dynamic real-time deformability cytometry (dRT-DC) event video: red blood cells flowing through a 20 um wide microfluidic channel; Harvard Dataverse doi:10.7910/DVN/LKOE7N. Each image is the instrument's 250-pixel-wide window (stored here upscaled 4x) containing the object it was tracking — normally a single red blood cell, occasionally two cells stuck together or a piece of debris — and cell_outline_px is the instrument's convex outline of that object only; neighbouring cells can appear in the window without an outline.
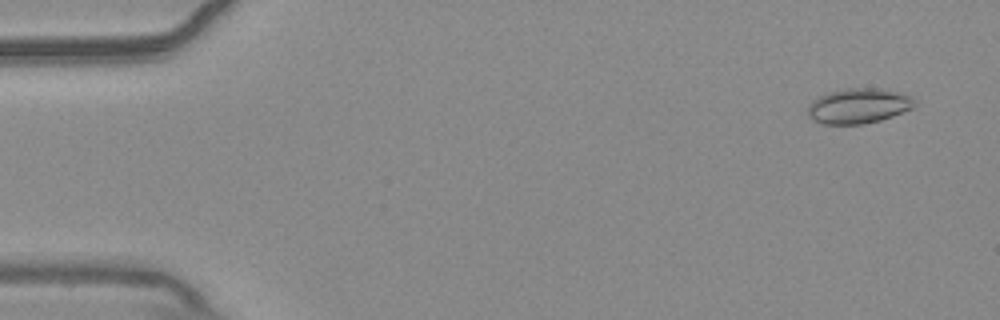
{"species": "common noctule bat (a hibernating species)", "species_latin": "Nyctalus noctula", "temperature_condition": "warm", "stored_images_in_passage": 54, "camera_frame_rate_fps": 3000, "um_per_image_px": 0.085, "animal": {"sex": "male", "body_mass_g": 20.4}, "frame": {"image": 1, "passage_image": 3, "time_ms": 0.667, "image_size_px": [1000, 320], "cell_outline_px": [[916, 104], [912, 108], [892, 116], [880, 120], [864, 124], [820, 124], [812, 120], [808, 116], [808, 104], [812, 100], [828, 92], [844, 88], [876, 88], [896, 92], [912, 96], [916, 100]], "centroid_in_image_um": [72.94, 9.0], "position_along_channel_um": 12.1, "area_um2": 21.96}}
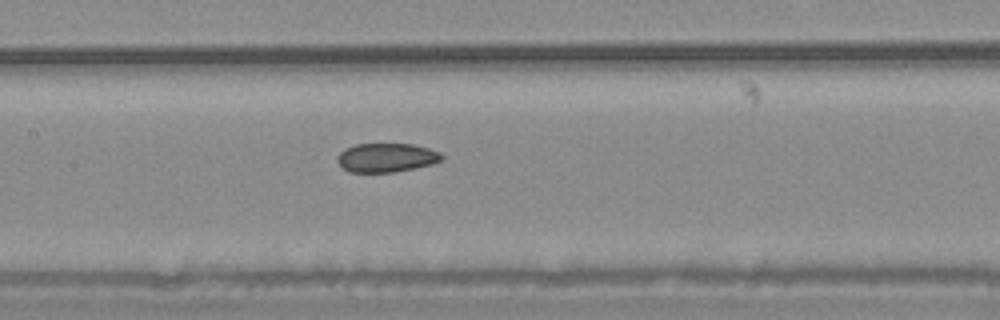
{"frame": {"image": 2, "passage_image": 26, "time_ms": 8.333, "image_size_px": [1000, 320], "cell_outline_px": [[444, 156], [440, 160], [432, 164], [392, 172], [348, 172], [336, 160], [340, 152], [344, 148], [356, 144], [412, 144], [428, 148], [440, 152]], "centroid_in_image_um": [32.82, 13.39], "position_along_channel_um": 174.6, "area_um2": 17.46}}
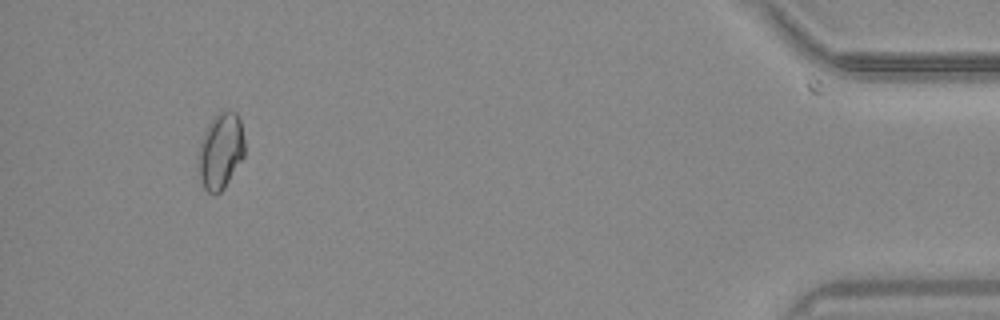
{"frame": {"image": 3, "passage_image": 51, "time_ms": 16.667, "image_size_px": [1000, 320], "cell_outline_px": [[244, 156], [224, 188], [216, 196], [208, 192], [204, 188], [200, 180], [196, 164], [196, 152], [200, 140], [208, 124], [220, 112], [236, 112], [240, 120], [244, 140]], "centroid_in_image_um": [18.7, 12.89], "position_along_channel_um": 416.5, "area_um2": 20.81}, "authors_computed_cell_mechanics": {"area_um2": 18.8717, "velocity_mm_per_s": 3.7255, "shape_relaxation_time_tau1_ms": null, "shape_relaxation_time_tau2_ms": 2.6645, "deformation_change_tau1": null, "deformation_change_tau2": 0.0724}}